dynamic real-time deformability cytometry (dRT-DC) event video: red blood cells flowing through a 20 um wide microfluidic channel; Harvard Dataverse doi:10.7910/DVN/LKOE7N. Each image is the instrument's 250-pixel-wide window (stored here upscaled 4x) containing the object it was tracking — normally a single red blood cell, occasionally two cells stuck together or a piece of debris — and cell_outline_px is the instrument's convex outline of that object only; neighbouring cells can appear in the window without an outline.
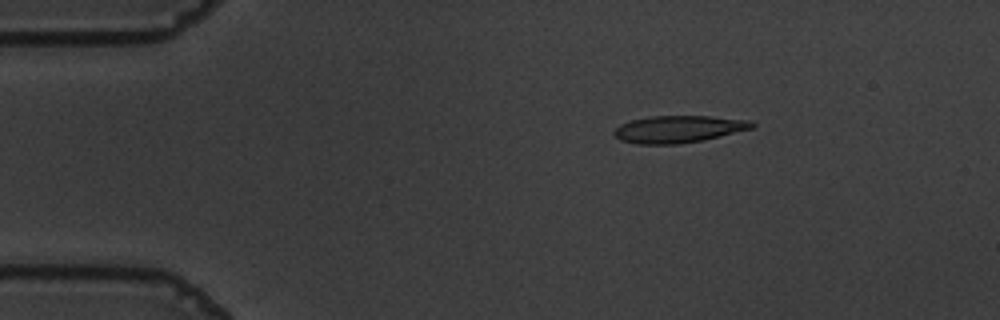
{"species": "common noctule bat (a hibernating species)", "species_latin": "Nyctalus noctula", "temperature_condition": "warm", "stored_images_in_passage": 47, "camera_frame_rate_fps": 3000, "um_per_image_px": 0.085, "animal": {"sex": "male", "body_mass_g": 19.5, "forearm_length_mm": 54.6}, "frame": {"image": 1, "passage_image": 1, "time_ms": 0.0, "image_size_px": [1000, 320], "cell_outline_px": [[756, 124], [752, 128], [704, 140], [680, 144], [636, 144], [620, 140], [612, 132], [620, 124], [632, 120], [652, 116], [712, 116], [752, 120]], "centroid_in_image_um": [57.68, 10.97], "position_along_channel_um": 27.3, "area_um2": 21.85}}
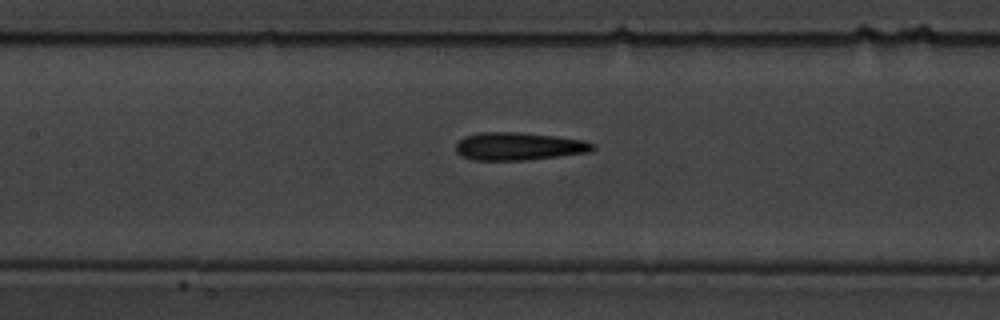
{"frame": {"image": 2, "passage_image": 17, "time_ms": 5.333, "image_size_px": [1000, 320], "cell_outline_px": [[596, 148], [592, 152], [528, 160], [476, 160], [460, 156], [456, 152], [456, 144], [464, 136], [476, 132], [516, 132], [552, 136], [584, 140], [596, 144]], "centroid_in_image_um": [44.1, 12.44], "position_along_channel_um": 163.3, "area_um2": 22.37}}
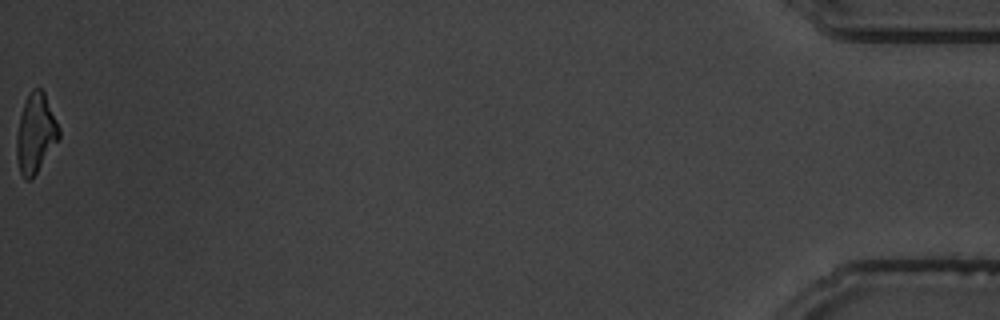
{"frame": {"image": 3, "passage_image": 47, "time_ms": 15.333, "image_size_px": [1000, 320], "cell_outline_px": [[60, 136], [32, 180], [24, 180], [20, 172], [16, 156], [16, 136], [20, 116], [28, 92], [32, 88], [40, 88], [44, 92], [60, 128]], "centroid_in_image_um": [3.01, 11.34], "position_along_channel_um": 432.2, "area_um2": 19.54}, "authors_computed_cell_mechanics": {"area_um2": 21.5594, "velocity_mm_per_s": 3.6883, "shape_relaxation_time_tau1_ms": 8.0665, "shape_relaxation_time_tau2_ms": 2.7942, "deformation_change_tau1": 0.2385, "deformation_change_tau2": 0.1437}}